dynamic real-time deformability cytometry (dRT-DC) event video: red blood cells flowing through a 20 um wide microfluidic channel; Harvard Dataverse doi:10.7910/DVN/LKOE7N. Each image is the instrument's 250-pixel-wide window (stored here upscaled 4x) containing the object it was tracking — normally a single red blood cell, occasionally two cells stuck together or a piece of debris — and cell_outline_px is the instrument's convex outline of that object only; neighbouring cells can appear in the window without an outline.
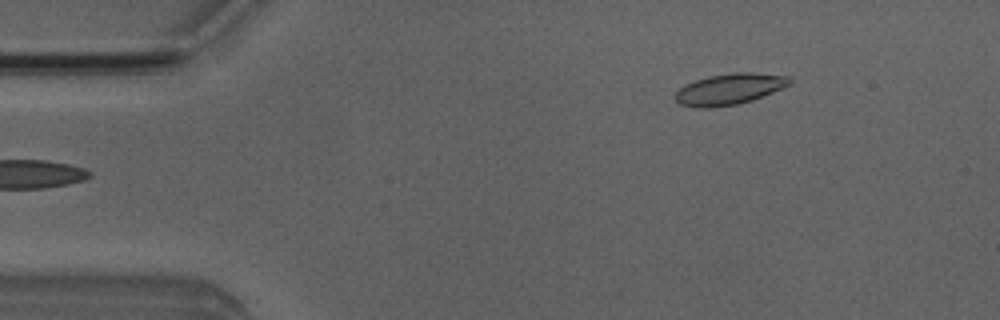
{"species": "Egyptian fruit bat (a non-hibernating species)", "species_latin": "Rousettus aegyptiacus", "temperature_condition": "room temperature", "stored_images_in_passage": 5, "camera_frame_rate_fps": 3000, "um_per_image_px": 0.085, "animal": {"sex": "male"}, "frame": {"image": 1, "passage_image": 5, "time_ms": 4.667, "image_size_px": [1000, 320], "cell_outline_px": [[792, 84], [752, 100], [736, 104], [712, 108], [696, 108], [680, 104], [672, 96], [684, 84], [708, 76], [732, 72], [752, 72], [788, 76], [792, 80]], "centroid_in_image_um": [61.97, 7.57], "position_along_channel_um": 23.0, "area_um2": 20.87}}